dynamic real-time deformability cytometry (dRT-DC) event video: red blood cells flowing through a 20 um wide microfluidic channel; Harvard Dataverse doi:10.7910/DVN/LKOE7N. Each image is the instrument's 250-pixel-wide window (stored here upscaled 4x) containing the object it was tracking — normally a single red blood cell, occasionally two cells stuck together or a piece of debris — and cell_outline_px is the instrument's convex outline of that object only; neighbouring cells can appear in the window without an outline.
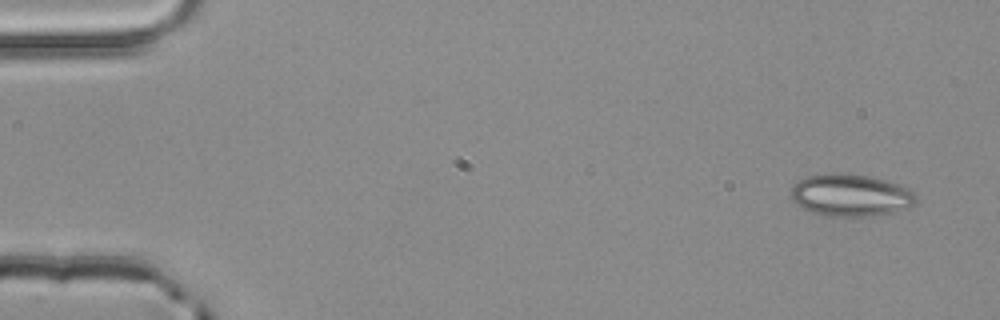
{"species": "common noctule bat (a hibernating species)", "species_latin": "Nyctalus noctula", "temperature_condition": "room temperature", "stored_images_in_passage": 4, "camera_frame_rate_fps": 3000, "um_per_image_px": 0.085, "animal": {"sex": "male", "body_mass_g": 20.4}, "frame": {"image": 1, "passage_image": 1, "time_ms": 0.0, "image_size_px": [1000, 320], "cell_outline_px": [[916, 200], [908, 208], [892, 212], [868, 216], [828, 216], [812, 212], [796, 204], [792, 200], [792, 184], [808, 176], [824, 172], [840, 172], [868, 176], [884, 180], [908, 188], [916, 196]], "centroid_in_image_um": [72.26, 16.58], "position_along_channel_um": 12.7, "area_um2": 30.63}}